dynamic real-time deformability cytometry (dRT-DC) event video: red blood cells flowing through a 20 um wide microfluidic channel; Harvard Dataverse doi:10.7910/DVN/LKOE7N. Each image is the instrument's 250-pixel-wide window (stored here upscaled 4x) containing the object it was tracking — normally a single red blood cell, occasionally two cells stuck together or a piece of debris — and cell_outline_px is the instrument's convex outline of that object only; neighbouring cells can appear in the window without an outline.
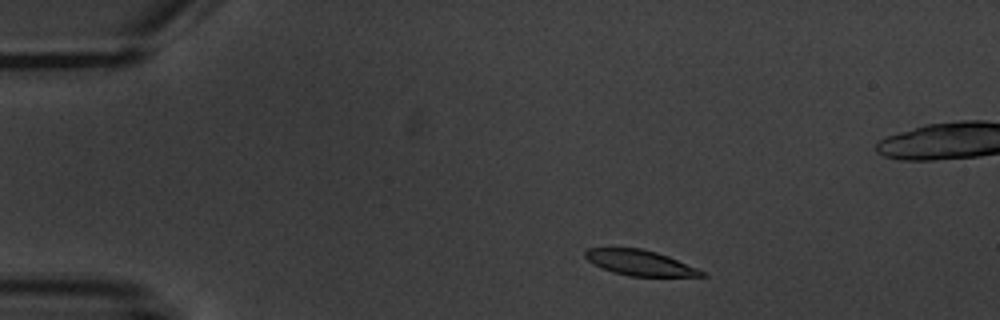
{"species": "common noctule bat (a hibernating species)", "species_latin": "Nyctalus noctula", "temperature_condition": "warm", "stored_images_in_passage": 4, "camera_frame_rate_fps": 3000, "um_per_image_px": 0.085, "animal": {"sex": "male", "body_mass_g": 20.1, "forearm_length_mm": 53.5}, "frame": {"image": 1, "passage_image": 1, "time_ms": 0.0, "image_size_px": [1000, 320], "cell_outline_px": [[708, 276], [628, 276], [612, 272], [592, 264], [584, 256], [584, 252], [588, 248], [640, 248], [656, 252], [668, 256], [696, 268], [704, 272]], "centroid_in_image_um": [54.34, 22.33], "position_along_channel_um": 30.7, "area_um2": 17.11}}